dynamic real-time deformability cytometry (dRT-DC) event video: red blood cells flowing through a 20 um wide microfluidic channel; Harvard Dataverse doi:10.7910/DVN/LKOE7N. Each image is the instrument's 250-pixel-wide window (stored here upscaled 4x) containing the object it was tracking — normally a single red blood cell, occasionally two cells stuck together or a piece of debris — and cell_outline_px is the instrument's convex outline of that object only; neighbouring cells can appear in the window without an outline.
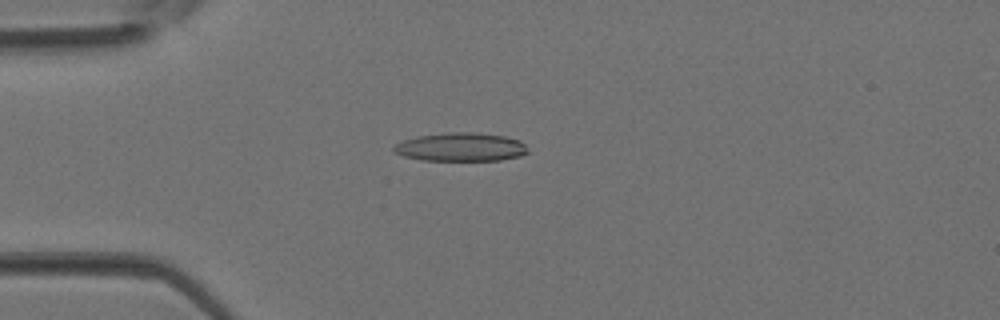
{"species": "Egyptian fruit bat (a non-hibernating species)", "species_latin": "Rousettus aegyptiacus", "temperature_condition": "room temperature", "stored_images_in_passage": 2, "camera_frame_rate_fps": 3000, "um_per_image_px": 0.085, "animal": {"sex": "female"}, "frame": {"image": 1, "passage_image": 2, "time_ms": 0.333, "image_size_px": [1000, 320], "cell_outline_px": [[528, 152], [520, 156], [500, 160], [420, 160], [404, 156], [396, 152], [392, 148], [396, 144], [404, 140], [416, 136], [444, 132], [476, 132], [504, 136], [520, 140], [524, 144]], "centroid_in_image_um": [39.16, 12.49], "position_along_channel_um": 45.8, "area_um2": 22.25}}